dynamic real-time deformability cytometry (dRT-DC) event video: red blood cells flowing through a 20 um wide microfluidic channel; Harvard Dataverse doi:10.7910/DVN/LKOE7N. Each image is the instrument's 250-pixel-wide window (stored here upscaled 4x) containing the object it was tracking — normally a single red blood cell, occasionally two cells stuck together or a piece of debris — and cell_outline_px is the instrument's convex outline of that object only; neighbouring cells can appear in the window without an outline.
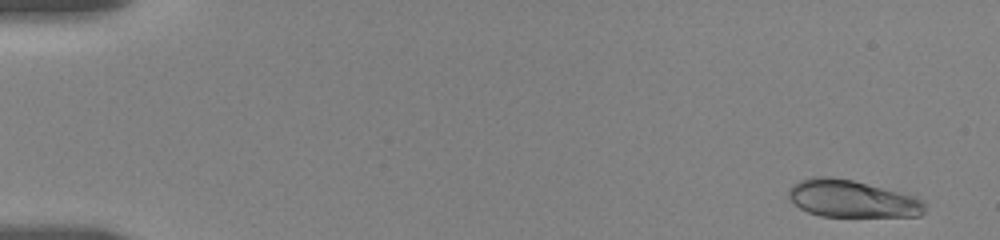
{"species": "human", "species_latin": "Homo sapiens", "temperature_condition": "room temperature", "stored_images_in_passage": 37, "camera_frame_rate_fps": 3000, "um_per_image_px": 0.085, "donor": {"sex": "female"}, "frame": {"image": 1, "passage_image": 2, "time_ms": 0.667, "image_size_px": [1000, 240], "cell_outline_px": [[924, 212], [920, 216], [820, 216], [808, 212], [800, 208], [788, 196], [788, 188], [792, 184], [800, 180], [812, 176], [828, 176], [852, 180], [916, 196], [924, 200]], "centroid_in_image_um": [72.4, 16.89], "position_along_channel_um": 12.6, "area_um2": 29.54}}
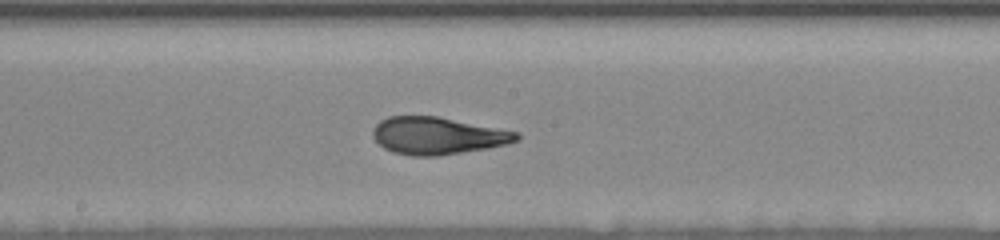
{"frame": {"image": 2, "passage_image": 21, "time_ms": 10.0, "image_size_px": [1000, 240], "cell_outline_px": [[520, 140], [508, 144], [488, 148], [436, 156], [412, 156], [392, 152], [384, 148], [372, 136], [372, 128], [380, 120], [388, 116], [436, 116], [520, 132]], "centroid_in_image_um": [37.2, 11.53], "position_along_channel_um": 211.0, "area_um2": 31.33}}
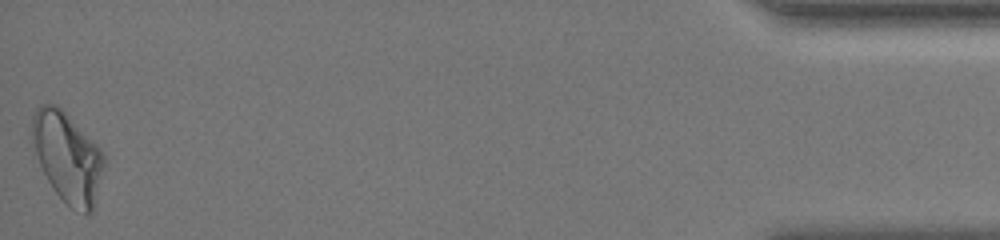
{"frame": {"image": 3, "passage_image": 37, "time_ms": 18.333, "image_size_px": [1000, 240], "cell_outline_px": [[104, 164], [92, 212], [76, 212], [56, 192], [48, 180], [36, 156], [32, 136], [32, 116], [36, 108], [40, 104], [56, 104], [104, 152]], "centroid_in_image_um": [5.72, 13.34], "position_along_channel_um": 429.5, "area_um2": 36.82}, "authors_computed_cell_mechanics": {"area_um2": 31.0964, "velocity_mm_per_s": 3.6333, "shape_relaxation_time_tau1_ms": 8.5978, "shape_relaxation_time_tau2_ms": 0.9643, "deformation_change_tau1": 0.2112, "deformation_change_tau2": 0.067}}